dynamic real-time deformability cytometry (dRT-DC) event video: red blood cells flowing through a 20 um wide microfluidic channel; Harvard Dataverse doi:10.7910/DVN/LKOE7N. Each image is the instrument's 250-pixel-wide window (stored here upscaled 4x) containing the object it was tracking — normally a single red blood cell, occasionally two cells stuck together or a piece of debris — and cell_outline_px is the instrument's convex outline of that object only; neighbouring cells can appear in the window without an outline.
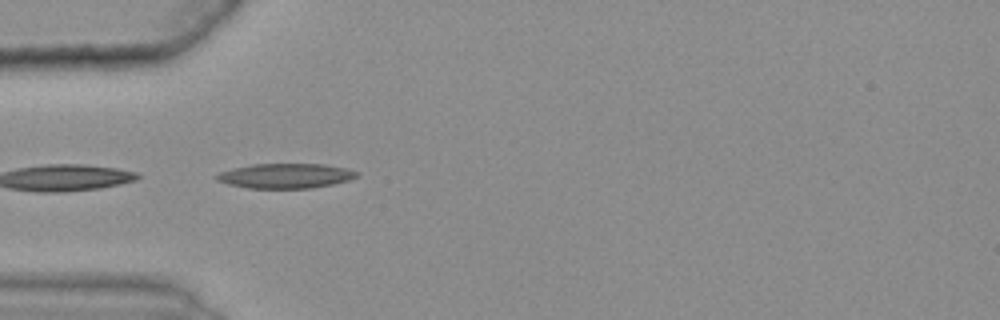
{"species": "common noctule bat (a hibernating species)", "species_latin": "Nyctalus noctula", "temperature_condition": "warm", "stored_images_in_passage": 8, "camera_frame_rate_fps": 3000, "um_per_image_px": 0.085, "animal": {"sex": "female", "body_mass_g": 25.1}, "frame": {"image": 1, "passage_image": 6, "time_ms": 1.667, "image_size_px": [1000, 320], "cell_outline_px": [[360, 172], [356, 176], [348, 180], [332, 184], [312, 188], [248, 188], [228, 184], [216, 180], [216, 176], [220, 172], [232, 168], [252, 164], [324, 164], [348, 168]], "centroid_in_image_um": [24.28, 14.94], "position_along_channel_um": 60.7, "area_um2": 20.23}}